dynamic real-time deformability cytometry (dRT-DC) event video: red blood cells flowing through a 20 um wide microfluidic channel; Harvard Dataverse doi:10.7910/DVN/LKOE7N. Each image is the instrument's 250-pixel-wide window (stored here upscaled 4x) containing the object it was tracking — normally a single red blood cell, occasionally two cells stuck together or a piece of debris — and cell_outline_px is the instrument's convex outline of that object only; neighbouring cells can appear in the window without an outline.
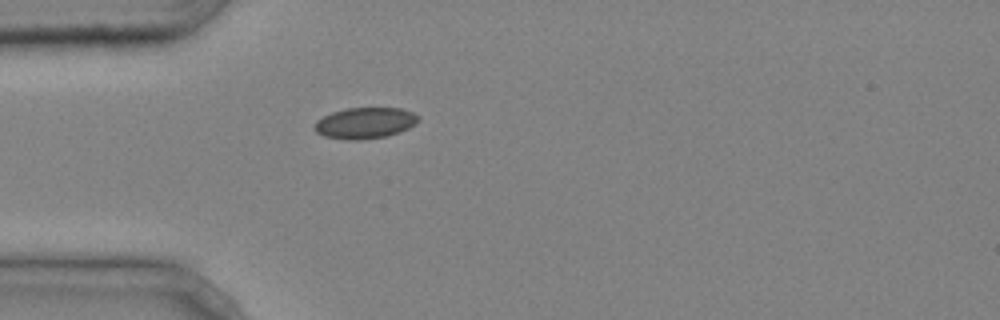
{"species": "common noctule bat (a hibernating species)", "species_latin": "Nyctalus noctula", "temperature_condition": "cold", "stored_images_in_passage": 1, "camera_frame_rate_fps": 3000, "um_per_image_px": 0.085, "animal": {"sex": "male", "body_mass_g": 20.4}, "frame": {"image": 1, "passage_image": 1, "time_ms": 0.0, "image_size_px": [1000, 320], "cell_outline_px": [[420, 120], [416, 124], [400, 132], [388, 136], [360, 140], [348, 140], [324, 136], [316, 132], [316, 120], [332, 112], [344, 108], [400, 108], [412, 112], [420, 116]], "centroid_in_image_um": [31.06, 10.45], "position_along_channel_um": 53.9, "area_um2": 18.9}}